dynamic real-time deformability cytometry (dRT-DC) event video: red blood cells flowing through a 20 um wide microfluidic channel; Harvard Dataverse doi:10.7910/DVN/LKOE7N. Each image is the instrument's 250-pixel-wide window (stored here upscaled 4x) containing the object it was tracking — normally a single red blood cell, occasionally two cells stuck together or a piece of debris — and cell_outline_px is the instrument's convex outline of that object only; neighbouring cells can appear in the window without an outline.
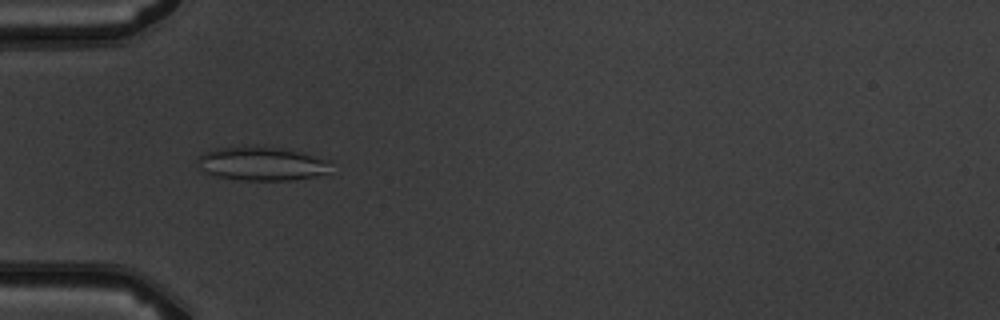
{"species": "common noctule bat (a hibernating species)", "species_latin": "Nyctalus noctula", "temperature_condition": "warm", "stored_images_in_passage": 7, "camera_frame_rate_fps": 3000, "um_per_image_px": 0.085, "animal": {"sex": "male", "body_mass_g": 19.5, "forearm_length_mm": 54.6}, "frame": {"image": 1, "passage_image": 5, "time_ms": 5.333, "image_size_px": [1000, 320], "cell_outline_px": [[332, 160], [328, 172], [312, 176], [292, 180], [244, 180], [216, 176], [204, 172], [200, 168], [196, 160], [196, 156], [216, 148], [244, 144], [284, 148]], "centroid_in_image_um": [22.2, 13.87], "position_along_channel_um": 62.8, "area_um2": 26.7}}
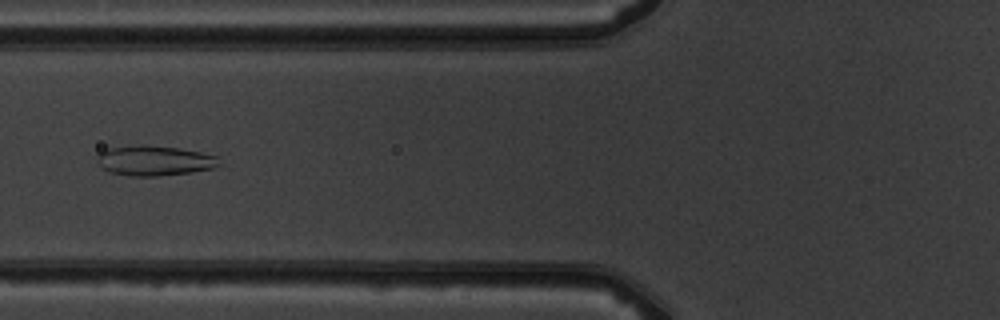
{"frame": {"image": 2, "passage_image": 6, "time_ms": 6.667, "image_size_px": [1000, 320], "cell_outline_px": [[224, 164], [212, 168], [192, 172], [160, 176], [128, 176], [108, 172], [96, 160], [96, 156], [100, 152], [108, 148], [144, 144], [180, 148], [200, 152], [216, 156]], "centroid_in_image_um": [13.14, 13.65], "position_along_channel_um": 112.7, "area_um2": 21.62}}